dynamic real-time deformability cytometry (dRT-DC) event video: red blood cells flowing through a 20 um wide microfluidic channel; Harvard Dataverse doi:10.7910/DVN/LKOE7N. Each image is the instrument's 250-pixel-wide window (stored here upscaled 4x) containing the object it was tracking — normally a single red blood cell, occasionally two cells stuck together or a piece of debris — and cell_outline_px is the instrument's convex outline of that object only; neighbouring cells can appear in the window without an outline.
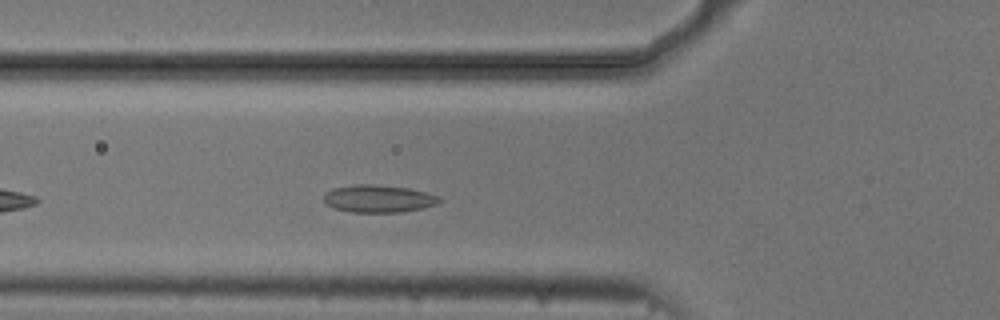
{"species": "common noctule bat (a hibernating species)", "species_latin": "Nyctalus noctula", "temperature_condition": "cold", "stored_images_in_passage": 27, "camera_frame_rate_fps": 3000, "um_per_image_px": 0.085, "animal": {"sex": "male", "body_mass_g": 20.5, "forearm_length_mm": 52.5}, "frame": {"image": 1, "passage_image": 7, "time_ms": 2.0, "image_size_px": [1000, 320], "cell_outline_px": [[440, 200], [436, 204], [420, 208], [400, 212], [352, 212], [336, 208], [324, 204], [324, 192], [332, 188], [356, 184], [376, 184], [408, 188], [424, 192], [436, 196]], "centroid_in_image_um": [32.08, 16.88], "position_along_channel_um": 93.7, "area_um2": 18.32}}
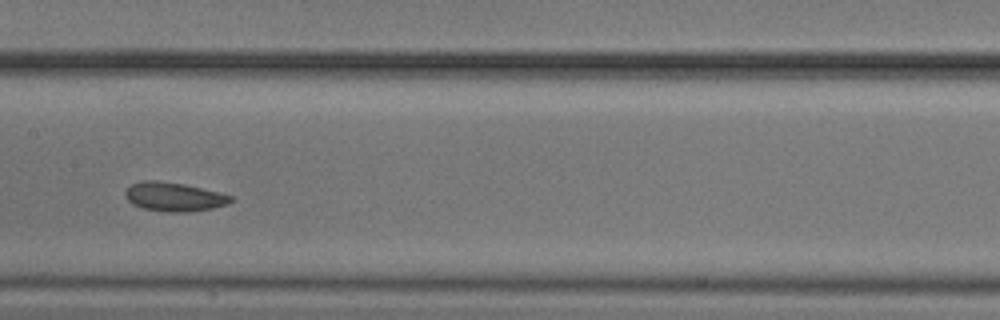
{"frame": {"image": 2, "passage_image": 15, "time_ms": 4.667, "image_size_px": [1000, 320], "cell_outline_px": [[232, 200], [228, 204], [212, 208], [188, 212], [164, 212], [144, 208], [132, 204], [124, 196], [124, 192], [132, 184], [144, 180], [156, 180], [184, 184], [232, 196]], "centroid_in_image_um": [14.75, 16.73], "position_along_channel_um": 192.6, "area_um2": 17.63}}
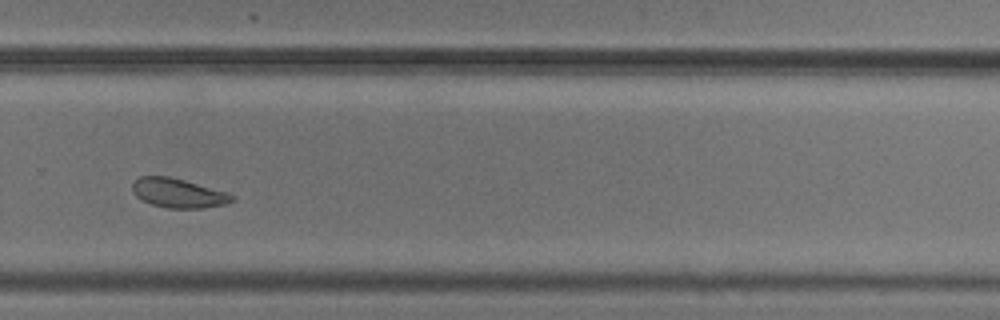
{"frame": {"image": 3, "passage_image": 25, "time_ms": 8.0, "image_size_px": [1000, 320], "cell_outline_px": [[236, 200], [224, 204], [204, 208], [168, 208], [152, 204], [136, 196], [132, 192], [132, 180], [140, 176], [168, 176], [184, 180], [224, 192], [236, 196]], "centroid_in_image_um": [15.12, 16.41], "position_along_channel_um": 314.7, "area_um2": 16.88}}